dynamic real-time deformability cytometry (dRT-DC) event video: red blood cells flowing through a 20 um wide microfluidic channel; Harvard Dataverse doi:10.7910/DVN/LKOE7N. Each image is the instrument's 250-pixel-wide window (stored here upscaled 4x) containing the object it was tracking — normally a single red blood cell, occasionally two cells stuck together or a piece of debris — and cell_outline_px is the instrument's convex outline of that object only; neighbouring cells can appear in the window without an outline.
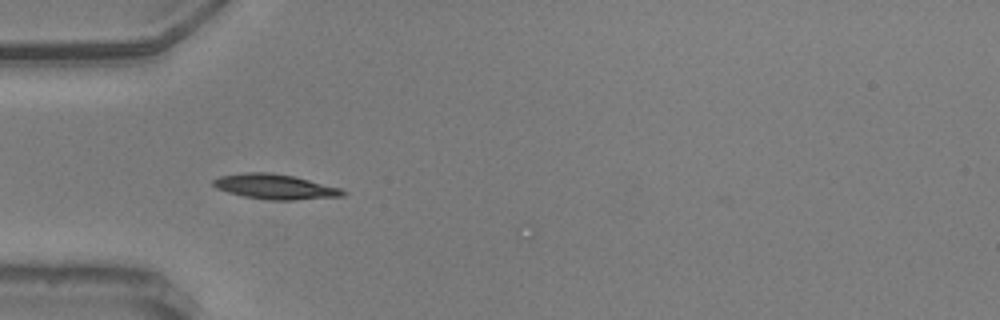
{"species": "common noctule bat (a hibernating species)", "species_latin": "Nyctalus noctula", "temperature_condition": "warm", "stored_images_in_passage": 12, "camera_frame_rate_fps": 3000, "um_per_image_px": 0.085, "animal": {"sex": "male", "body_mass_g": 20.5, "forearm_length_mm": 52.5}, "frame": {"image": 1, "passage_image": 1, "time_ms": 0.0, "image_size_px": [1000, 320], "cell_outline_px": [[348, 192], [344, 196], [296, 200], [268, 200], [244, 196], [228, 192], [216, 188], [212, 184], [212, 180], [220, 176], [244, 172], [272, 172], [292, 176], [340, 188]], "centroid_in_image_um": [23.37, 15.87], "position_along_channel_um": 61.6, "area_um2": 18.84}}
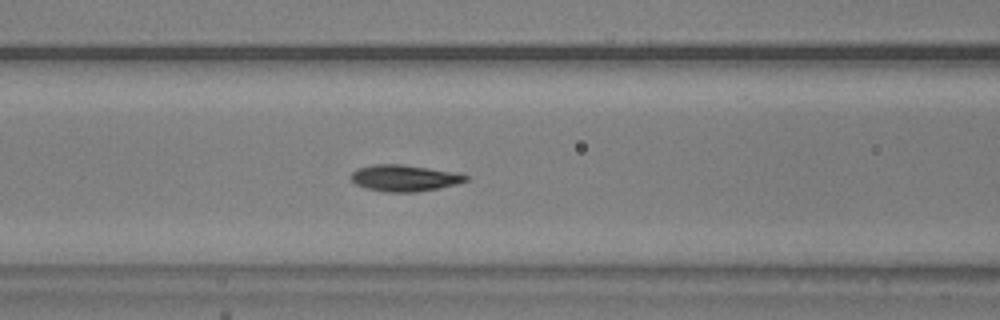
{"frame": {"image": 2, "passage_image": 7, "time_ms": 2.0, "image_size_px": [1000, 320], "cell_outline_px": [[468, 180], [456, 184], [416, 192], [384, 192], [364, 188], [356, 184], [352, 180], [352, 172], [356, 168], [372, 164], [400, 164], [456, 172], [468, 176]], "centroid_in_image_um": [34.34, 15.13], "position_along_channel_um": 132.3, "area_um2": 17.63}}